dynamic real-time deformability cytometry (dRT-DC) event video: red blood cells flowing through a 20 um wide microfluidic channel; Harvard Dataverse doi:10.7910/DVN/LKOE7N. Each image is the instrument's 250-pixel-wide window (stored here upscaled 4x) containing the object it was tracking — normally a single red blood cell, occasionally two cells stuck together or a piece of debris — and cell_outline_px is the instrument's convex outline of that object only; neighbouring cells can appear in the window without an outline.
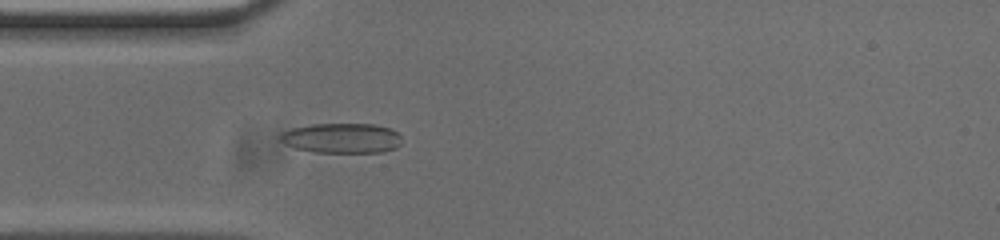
{"species": "common noctule bat (a hibernating species)", "species_latin": "Nyctalus noctula", "temperature_condition": "cold", "stored_images_in_passage": 53, "camera_frame_rate_fps": 3000, "um_per_image_px": 0.085, "animal": {"sex": "male", "body_mass_g": 20.0, "forearm_length_mm": 53.3}, "frame": {"image": 1, "passage_image": 14, "time_ms": 4.333, "image_size_px": [1000, 240], "cell_outline_px": [[400, 144], [396, 148], [380, 152], [316, 152], [296, 148], [284, 144], [280, 140], [280, 136], [284, 132], [292, 128], [312, 124], [376, 124], [388, 128], [396, 132], [400, 136]], "centroid_in_image_um": [29.05, 11.74], "position_along_channel_um": 56.0, "area_um2": 21.04}}
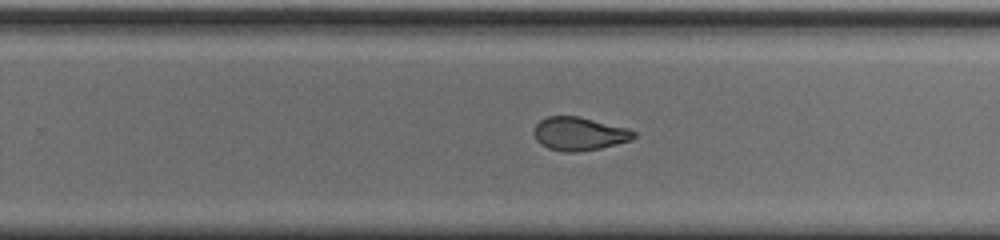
{"frame": {"image": 2, "passage_image": 32, "time_ms": 10.333, "image_size_px": [1000, 240], "cell_outline_px": [[636, 136], [632, 140], [600, 148], [580, 152], [564, 152], [548, 148], [540, 144], [536, 140], [532, 132], [536, 124], [540, 120], [548, 116], [580, 116], [628, 128], [636, 132]], "centroid_in_image_um": [49.22, 11.37], "position_along_channel_um": 280.6, "area_um2": 19.65}}
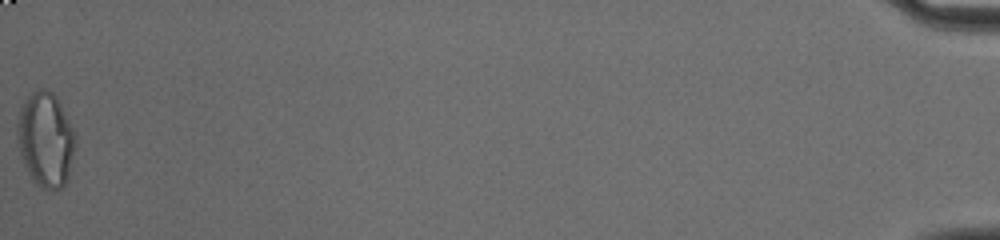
{"frame": {"image": 3, "passage_image": 53, "time_ms": 17.333, "image_size_px": [1000, 240], "cell_outline_px": [[76, 140], [68, 176], [64, 184], [60, 188], [40, 188], [32, 180], [20, 156], [16, 136], [16, 120], [20, 108], [28, 96], [32, 92], [40, 88], [48, 88], [56, 96], [76, 132]], "centroid_in_image_um": [3.86, 11.82], "position_along_channel_um": 431.3, "area_um2": 32.31}, "authors_computed_cell_mechanics": {"area_um2": 20.519, "velocity_mm_per_s": 3.7698, "shape_relaxation_time_tau1_ms": null, "shape_relaxation_time_tau2_ms": 2.1148, "deformation_change_tau1": null, "deformation_change_tau2": 0.0757}}